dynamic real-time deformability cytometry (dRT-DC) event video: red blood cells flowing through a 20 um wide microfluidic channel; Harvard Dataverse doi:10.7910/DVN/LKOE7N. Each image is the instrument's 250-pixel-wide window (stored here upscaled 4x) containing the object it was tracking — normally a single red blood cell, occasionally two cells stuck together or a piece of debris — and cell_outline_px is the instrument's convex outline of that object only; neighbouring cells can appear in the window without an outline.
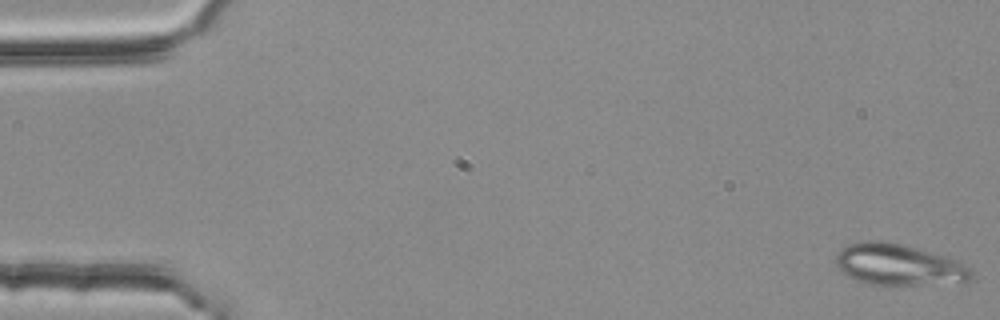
{"species": "common noctule bat (a hibernating species)", "species_latin": "Nyctalus noctula", "temperature_condition": "room temperature", "stored_images_in_passage": 5, "camera_frame_rate_fps": 3000, "um_per_image_px": 0.085, "animal": {"sex": "female", "body_mass_g": 25.1}, "frame": {"image": 1, "passage_image": 1, "time_ms": 0.0, "image_size_px": [1000, 320], "cell_outline_px": [[972, 280], [964, 284], [868, 284], [848, 276], [836, 264], [836, 252], [840, 248], [848, 244], [864, 240], [872, 240], [904, 244], [944, 256], [956, 260], [972, 268]], "centroid_in_image_um": [76.44, 22.5], "position_along_channel_um": 8.6, "area_um2": 32.77}}